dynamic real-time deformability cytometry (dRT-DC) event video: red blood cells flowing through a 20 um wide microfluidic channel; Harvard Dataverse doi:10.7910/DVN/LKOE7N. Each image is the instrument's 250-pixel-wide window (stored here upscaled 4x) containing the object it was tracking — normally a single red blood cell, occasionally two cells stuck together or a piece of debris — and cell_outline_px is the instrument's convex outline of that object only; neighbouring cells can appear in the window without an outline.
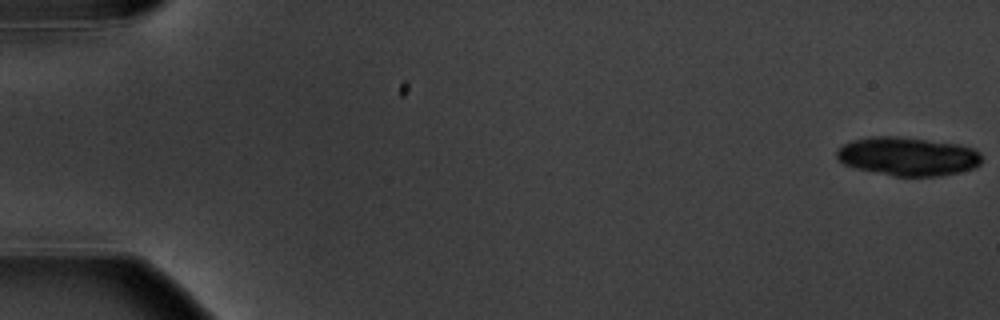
{"species": "common noctule bat (a hibernating species)", "species_latin": "Nyctalus noctula", "temperature_condition": "warm", "stored_images_in_passage": 5, "camera_frame_rate_fps": 3000, "um_per_image_px": 0.085, "animal": {"sex": "male", "body_mass_g": 20.1, "forearm_length_mm": 53.5}, "frame": {"image": 1, "passage_image": 1, "time_ms": 0.0, "image_size_px": [1000, 320], "cell_outline_px": [[980, 164], [972, 168], [940, 176], [896, 176], [856, 168], [844, 164], [836, 156], [836, 152], [844, 144], [852, 140], [868, 136], [900, 136], [956, 144], [972, 148], [980, 152]], "centroid_in_image_um": [77.13, 13.28], "position_along_channel_um": 7.9, "area_um2": 32.31}}